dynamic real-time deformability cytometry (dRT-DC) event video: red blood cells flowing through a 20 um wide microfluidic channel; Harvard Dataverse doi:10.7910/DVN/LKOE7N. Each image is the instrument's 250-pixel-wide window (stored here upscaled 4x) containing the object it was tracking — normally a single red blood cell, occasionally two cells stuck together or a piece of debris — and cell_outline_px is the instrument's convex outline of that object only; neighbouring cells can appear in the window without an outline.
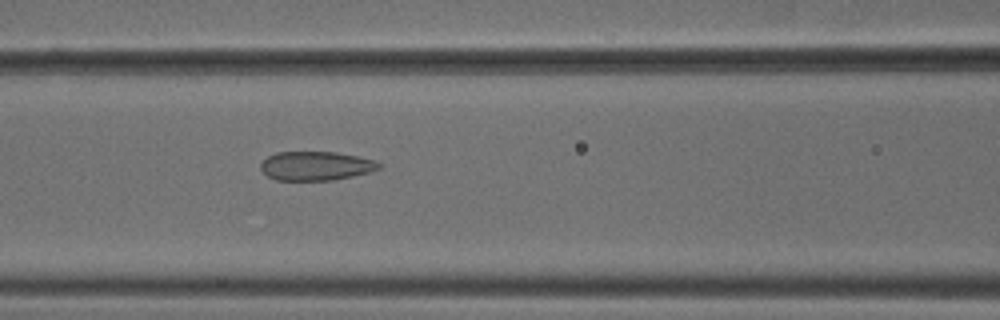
{"species": "common noctule bat (a hibernating species)", "species_latin": "Nyctalus noctula", "temperature_condition": "cold", "stored_images_in_passage": 53, "camera_frame_rate_fps": 3000, "um_per_image_px": 0.085, "animal": {"sex": "male", "body_mass_g": 18.8}, "frame": {"image": 1, "passage_image": 23, "time_ms": 7.333, "image_size_px": [1000, 320], "cell_outline_px": [[380, 168], [372, 172], [332, 180], [276, 180], [268, 176], [260, 168], [260, 164], [268, 156], [276, 152], [336, 152], [356, 156], [372, 160], [380, 164]], "centroid_in_image_um": [26.83, 14.1], "position_along_channel_um": 139.8, "area_um2": 19.83}}
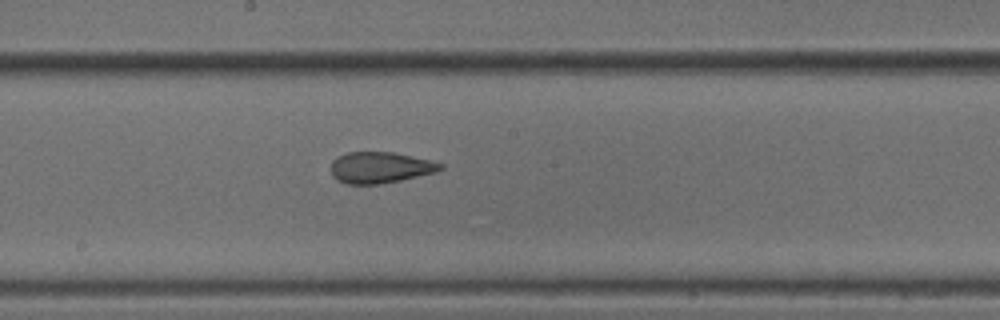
{"frame": {"image": 2, "passage_image": 29, "time_ms": 9.333, "image_size_px": [1000, 320], "cell_outline_px": [[444, 168], [436, 172], [400, 180], [380, 184], [344, 184], [336, 180], [332, 176], [332, 160], [336, 156], [348, 152], [392, 152], [428, 160], [444, 164]], "centroid_in_image_um": [32.28, 14.24], "position_along_channel_um": 215.9, "area_um2": 19.88}}
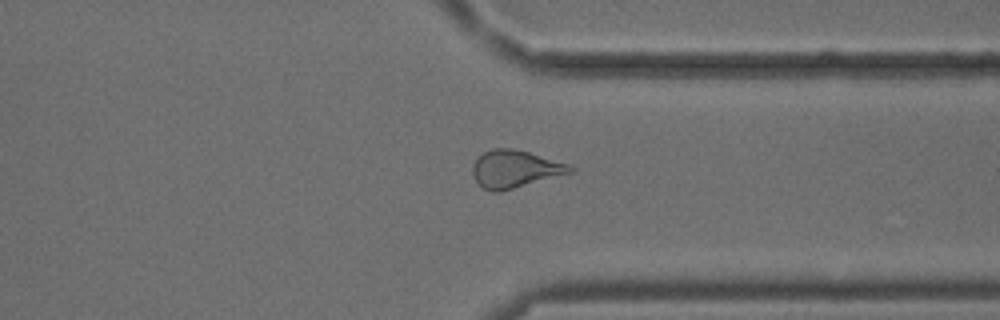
{"frame": {"image": 3, "passage_image": 41, "time_ms": 13.333, "image_size_px": [1000, 320], "cell_outline_px": [[572, 172], [500, 192], [492, 192], [484, 188], [476, 180], [472, 172], [472, 164], [484, 152], [492, 148], [512, 148], [528, 152], [568, 164], [572, 168]], "centroid_in_image_um": [43.73, 14.36], "position_along_channel_um": 367.7, "area_um2": 20.92}, "authors_computed_cell_mechanics": {"area_um2": 22.0796, "velocity_mm_per_s": 3.8025, "shape_relaxation_time_tau1_ms": null, "shape_relaxation_time_tau2_ms": 1.6367, "deformation_change_tau1": null, "deformation_change_tau2": 0.1022}}